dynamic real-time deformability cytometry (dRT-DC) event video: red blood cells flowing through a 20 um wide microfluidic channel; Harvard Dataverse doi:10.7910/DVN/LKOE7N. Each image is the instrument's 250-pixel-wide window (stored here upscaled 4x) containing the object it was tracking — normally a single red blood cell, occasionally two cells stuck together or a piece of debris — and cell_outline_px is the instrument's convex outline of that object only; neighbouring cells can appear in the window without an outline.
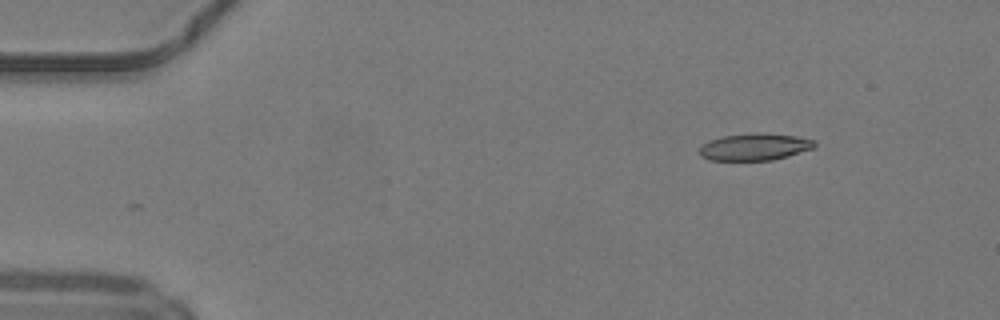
{"species": "common noctule bat (a hibernating species)", "species_latin": "Nyctalus noctula", "temperature_condition": "warm", "stored_images_in_passage": 44, "camera_frame_rate_fps": 3000, "um_per_image_px": 0.085, "animal": {"sex": "male", "body_mass_g": 19.2, "forearm_length_mm": 51.8}, "frame": {"image": 1, "passage_image": 1, "time_ms": 0.0, "image_size_px": [1000, 320], "cell_outline_px": [[816, 144], [812, 148], [788, 156], [772, 160], [708, 160], [700, 156], [700, 148], [708, 140], [724, 136], [756, 132], [764, 132], [796, 136], [816, 140]], "centroid_in_image_um": [64.15, 12.47], "position_along_channel_um": 20.9, "area_um2": 18.15}}
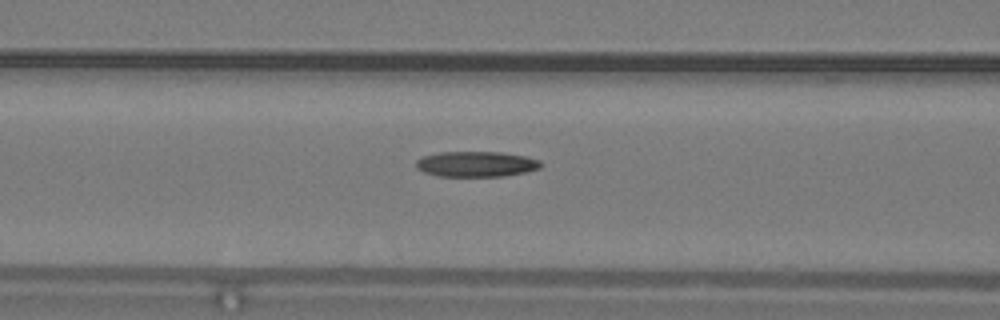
{"frame": {"image": 2, "passage_image": 15, "time_ms": 4.667, "image_size_px": [1000, 320], "cell_outline_px": [[544, 164], [540, 168], [524, 172], [504, 176], [436, 176], [424, 172], [416, 168], [416, 160], [424, 156], [440, 152], [500, 152], [524, 156], [540, 160]], "centroid_in_image_um": [40.48, 13.95], "position_along_channel_um": 126.1, "area_um2": 18.5}}
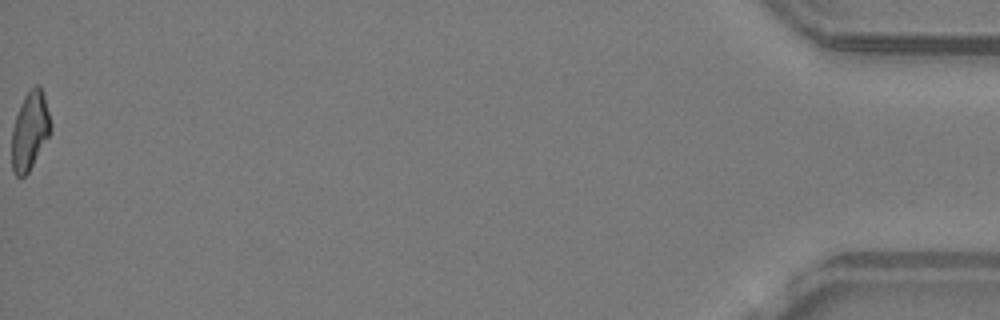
{"frame": {"image": 3, "passage_image": 44, "time_ms": 14.333, "image_size_px": [1000, 320], "cell_outline_px": [[52, 124], [48, 136], [28, 172], [24, 176], [16, 176], [12, 172], [12, 128], [20, 104], [24, 96], [36, 84], [40, 84], [44, 96]], "centroid_in_image_um": [2.52, 11.1], "position_along_channel_um": 432.7, "area_um2": 17.46}}